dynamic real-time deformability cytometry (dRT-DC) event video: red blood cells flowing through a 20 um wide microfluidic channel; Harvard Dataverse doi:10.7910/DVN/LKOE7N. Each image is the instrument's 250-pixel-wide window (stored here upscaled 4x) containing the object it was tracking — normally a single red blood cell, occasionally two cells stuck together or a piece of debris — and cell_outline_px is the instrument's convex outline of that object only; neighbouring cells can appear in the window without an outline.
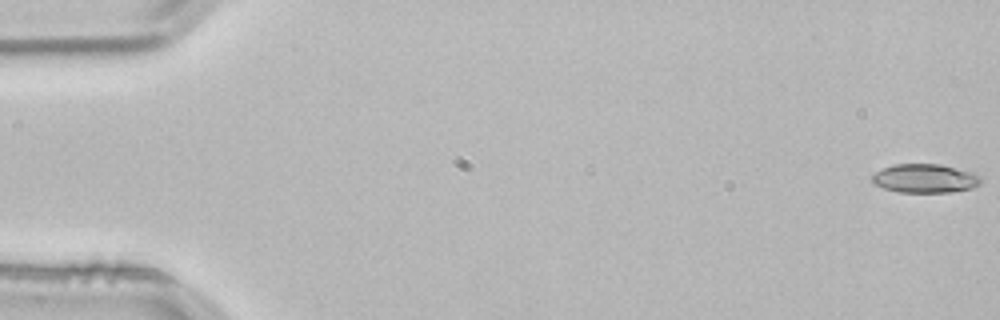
{"species": "common noctule bat (a hibernating species)", "species_latin": "Nyctalus noctula", "temperature_condition": "room temperature", "stored_images_in_passage": 4, "camera_frame_rate_fps": 3000, "um_per_image_px": 0.085, "animal": {"sex": "male", "body_mass_g": 21.5, "forearm_length_mm": 52.0}, "frame": {"image": 1, "passage_image": 1, "time_ms": 0.0, "image_size_px": [1000, 320], "cell_outline_px": [[980, 184], [972, 188], [952, 192], [896, 192], [872, 184], [868, 176], [884, 168], [896, 164], [940, 164], [972, 172], [980, 176]], "centroid_in_image_um": [78.57, 15.17], "position_along_channel_um": 6.4, "area_um2": 18.38}}